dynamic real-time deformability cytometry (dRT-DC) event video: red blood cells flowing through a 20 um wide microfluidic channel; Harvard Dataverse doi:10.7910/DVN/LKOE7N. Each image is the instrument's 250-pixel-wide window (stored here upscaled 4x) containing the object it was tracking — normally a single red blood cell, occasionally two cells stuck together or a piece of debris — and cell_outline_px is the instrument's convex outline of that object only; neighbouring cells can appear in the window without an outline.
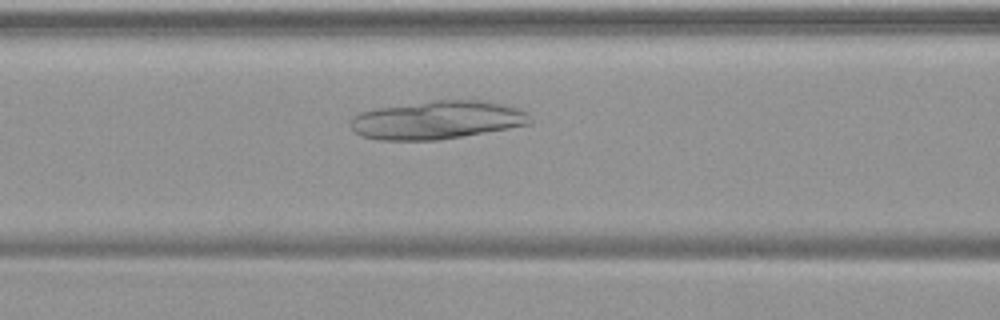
{"species": "common noctule bat (a hibernating species)", "species_latin": "Nyctalus noctula", "temperature_condition": "warm", "stored_images_in_passage": 54, "camera_frame_rate_fps": 3000, "um_per_image_px": 0.085, "animal": {"sex": "female", "body_mass_g": 19.9}, "frame": {"image": 1, "passage_image": 23, "time_ms": 7.333, "image_size_px": [1000, 320], "cell_outline_px": [[532, 120], [528, 124], [508, 128], [440, 140], [376, 140], [360, 136], [348, 124], [348, 120], [352, 116], [360, 112], [376, 108], [432, 100], [484, 100], [520, 108], [528, 112]], "centroid_in_image_um": [37.12, 10.2], "position_along_channel_um": 129.5, "area_um2": 40.4}}
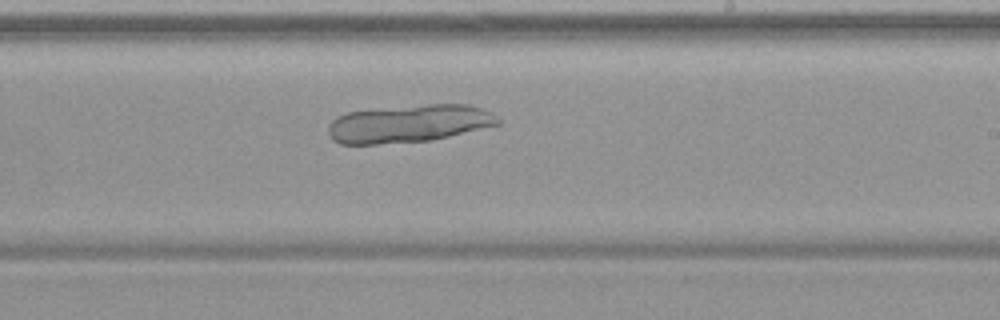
{"frame": {"image": 2, "passage_image": 33, "time_ms": 10.667, "image_size_px": [1000, 320], "cell_outline_px": [[500, 124], [432, 140], [376, 144], [340, 144], [332, 140], [328, 132], [328, 124], [336, 116], [348, 112], [428, 104], [468, 104], [484, 108], [496, 116], [500, 120]], "centroid_in_image_um": [34.75, 10.51], "position_along_channel_um": 254.3, "area_um2": 37.22}}
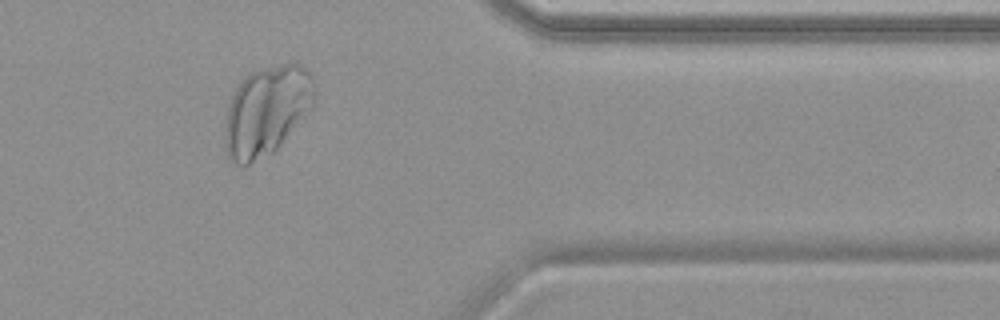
{"frame": {"image": 3, "passage_image": 45, "time_ms": 14.667, "image_size_px": [1000, 320], "cell_outline_px": [[316, 96], [312, 108], [280, 144], [272, 152], [248, 164], [236, 164], [228, 160], [224, 144], [224, 124], [228, 104], [240, 80], [244, 76], [260, 68], [296, 60], [308, 68], [312, 76], [316, 88]], "centroid_in_image_um": [22.68, 9.35], "position_along_channel_um": 388.7, "area_um2": 47.51}}